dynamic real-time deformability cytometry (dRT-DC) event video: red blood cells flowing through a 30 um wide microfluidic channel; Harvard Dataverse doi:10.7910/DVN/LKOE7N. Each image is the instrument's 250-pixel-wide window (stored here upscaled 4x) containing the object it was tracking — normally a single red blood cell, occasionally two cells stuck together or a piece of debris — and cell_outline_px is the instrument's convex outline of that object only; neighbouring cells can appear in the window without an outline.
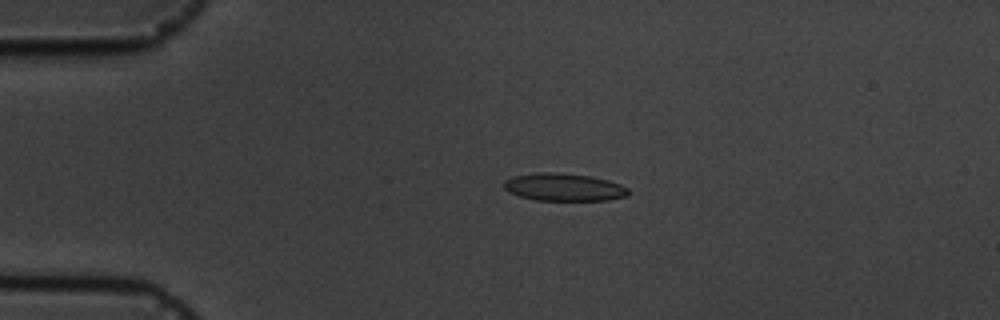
{"species": "common noctule bat (a hibernating species)", "species_latin": "Nyctalus noctula", "temperature_condition": "cold", "stored_images_in_passage": 4, "camera_frame_rate_fps": 3000, "um_per_image_px": 0.085, "animal": {"sex": "male", "body_mass_g": 19.5, "forearm_length_mm": 54.6}, "frame": {"image": 1, "passage_image": 3, "time_ms": 2.333, "image_size_px": [1000, 320], "cell_outline_px": [[628, 196], [608, 200], [536, 200], [520, 196], [508, 192], [504, 188], [504, 180], [512, 176], [540, 172], [556, 172], [592, 176], [608, 180], [620, 184], [628, 188]], "centroid_in_image_um": [47.92, 15.9], "position_along_channel_um": 37.1, "area_um2": 20.11}}